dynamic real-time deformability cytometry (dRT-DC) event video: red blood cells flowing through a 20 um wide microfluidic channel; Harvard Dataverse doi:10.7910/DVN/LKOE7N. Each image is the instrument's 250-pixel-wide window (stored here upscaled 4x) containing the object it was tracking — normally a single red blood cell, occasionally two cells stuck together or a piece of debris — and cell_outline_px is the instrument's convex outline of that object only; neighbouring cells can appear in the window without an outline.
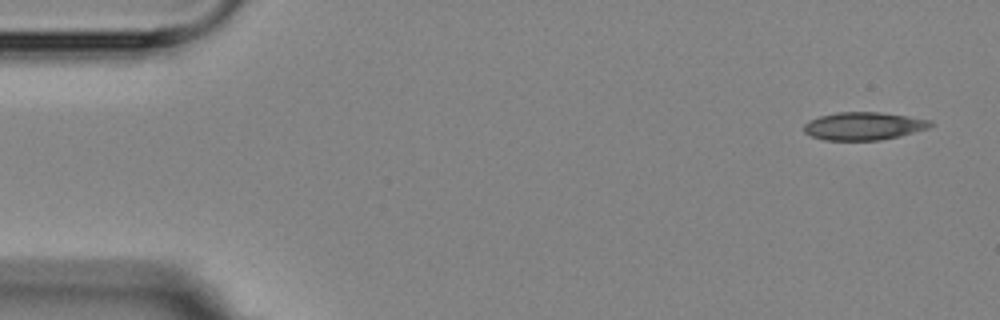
{"species": "Egyptian fruit bat (a non-hibernating species)", "species_latin": "Rousettus aegyptiacus", "temperature_condition": "room temperature", "stored_images_in_passage": 5, "segment_of_instrument_passage": [1, 2], "camera_frame_rate_fps": 3000, "um_per_image_px": 0.085, "animal": {"sex": "female"}, "frame": {"image": 1, "passage_image": 1, "time_ms": 0.0, "image_size_px": [1000, 320], "cell_outline_px": [[932, 124], [928, 128], [900, 136], [880, 140], [824, 140], [812, 136], [804, 132], [804, 124], [808, 120], [820, 116], [836, 112], [880, 112], [908, 116], [932, 120]], "centroid_in_image_um": [73.4, 10.71], "position_along_channel_um": 11.6, "area_um2": 20.58}}
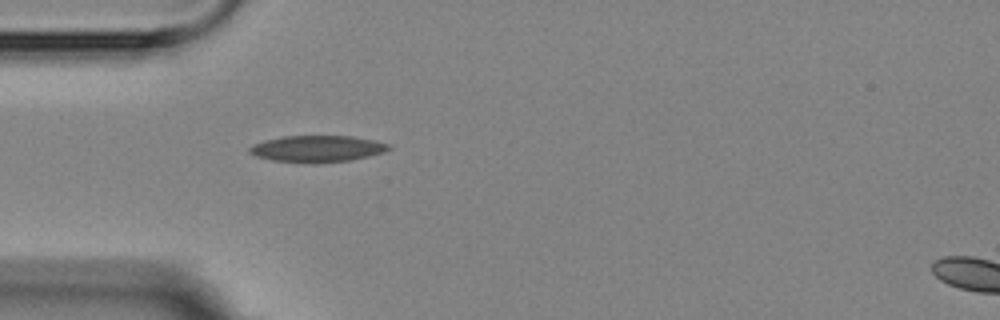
{"frame": {"image": 2, "passage_image": 4, "time_ms": 4.333, "image_size_px": [1000, 320], "cell_outline_px": [[392, 148], [384, 152], [368, 156], [348, 160], [272, 160], [256, 156], [248, 152], [248, 148], [252, 144], [264, 140], [284, 136], [352, 136], [376, 140], [392, 144]], "centroid_in_image_um": [27.0, 12.58], "position_along_channel_um": 58.0, "area_um2": 20.69}}